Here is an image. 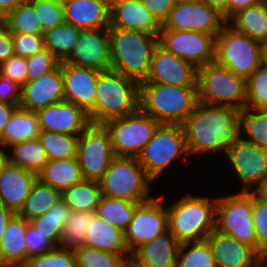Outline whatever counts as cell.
<instances>
[{
	"label": "cell",
	"mask_w": 267,
	"mask_h": 267,
	"mask_svg": "<svg viewBox=\"0 0 267 267\" xmlns=\"http://www.w3.org/2000/svg\"><path fill=\"white\" fill-rule=\"evenodd\" d=\"M238 111L198 101L182 124L189 155H224L240 139Z\"/></svg>",
	"instance_id": "obj_1"
},
{
	"label": "cell",
	"mask_w": 267,
	"mask_h": 267,
	"mask_svg": "<svg viewBox=\"0 0 267 267\" xmlns=\"http://www.w3.org/2000/svg\"><path fill=\"white\" fill-rule=\"evenodd\" d=\"M111 68L141 83L146 80L159 35L136 30L108 28Z\"/></svg>",
	"instance_id": "obj_2"
},
{
	"label": "cell",
	"mask_w": 267,
	"mask_h": 267,
	"mask_svg": "<svg viewBox=\"0 0 267 267\" xmlns=\"http://www.w3.org/2000/svg\"><path fill=\"white\" fill-rule=\"evenodd\" d=\"M217 197L190 192L166 205L168 230L180 242L206 239L215 230Z\"/></svg>",
	"instance_id": "obj_3"
},
{
	"label": "cell",
	"mask_w": 267,
	"mask_h": 267,
	"mask_svg": "<svg viewBox=\"0 0 267 267\" xmlns=\"http://www.w3.org/2000/svg\"><path fill=\"white\" fill-rule=\"evenodd\" d=\"M139 108V83L112 69L100 71L94 109L88 114L94 124L134 113Z\"/></svg>",
	"instance_id": "obj_4"
},
{
	"label": "cell",
	"mask_w": 267,
	"mask_h": 267,
	"mask_svg": "<svg viewBox=\"0 0 267 267\" xmlns=\"http://www.w3.org/2000/svg\"><path fill=\"white\" fill-rule=\"evenodd\" d=\"M197 102V87L139 83V108L160 124L182 125Z\"/></svg>",
	"instance_id": "obj_5"
},
{
	"label": "cell",
	"mask_w": 267,
	"mask_h": 267,
	"mask_svg": "<svg viewBox=\"0 0 267 267\" xmlns=\"http://www.w3.org/2000/svg\"><path fill=\"white\" fill-rule=\"evenodd\" d=\"M198 101L243 110L247 102V80L215 62L198 68Z\"/></svg>",
	"instance_id": "obj_6"
},
{
	"label": "cell",
	"mask_w": 267,
	"mask_h": 267,
	"mask_svg": "<svg viewBox=\"0 0 267 267\" xmlns=\"http://www.w3.org/2000/svg\"><path fill=\"white\" fill-rule=\"evenodd\" d=\"M102 195L143 203L153 197V180L146 174L136 157H118L98 181ZM152 184V186H151Z\"/></svg>",
	"instance_id": "obj_7"
},
{
	"label": "cell",
	"mask_w": 267,
	"mask_h": 267,
	"mask_svg": "<svg viewBox=\"0 0 267 267\" xmlns=\"http://www.w3.org/2000/svg\"><path fill=\"white\" fill-rule=\"evenodd\" d=\"M214 62L247 80L263 64L261 42L226 23L215 40Z\"/></svg>",
	"instance_id": "obj_8"
},
{
	"label": "cell",
	"mask_w": 267,
	"mask_h": 267,
	"mask_svg": "<svg viewBox=\"0 0 267 267\" xmlns=\"http://www.w3.org/2000/svg\"><path fill=\"white\" fill-rule=\"evenodd\" d=\"M188 157L182 125L160 124L137 158L155 183L175 160Z\"/></svg>",
	"instance_id": "obj_9"
},
{
	"label": "cell",
	"mask_w": 267,
	"mask_h": 267,
	"mask_svg": "<svg viewBox=\"0 0 267 267\" xmlns=\"http://www.w3.org/2000/svg\"><path fill=\"white\" fill-rule=\"evenodd\" d=\"M253 194L229 192L217 197L215 230L231 236L257 251V238L253 226Z\"/></svg>",
	"instance_id": "obj_10"
},
{
	"label": "cell",
	"mask_w": 267,
	"mask_h": 267,
	"mask_svg": "<svg viewBox=\"0 0 267 267\" xmlns=\"http://www.w3.org/2000/svg\"><path fill=\"white\" fill-rule=\"evenodd\" d=\"M111 135L115 156L138 157L160 123L138 108L127 116L104 123Z\"/></svg>",
	"instance_id": "obj_11"
},
{
	"label": "cell",
	"mask_w": 267,
	"mask_h": 267,
	"mask_svg": "<svg viewBox=\"0 0 267 267\" xmlns=\"http://www.w3.org/2000/svg\"><path fill=\"white\" fill-rule=\"evenodd\" d=\"M115 157L109 130L104 124L90 123L79 135L76 153L84 179L99 181Z\"/></svg>",
	"instance_id": "obj_12"
},
{
	"label": "cell",
	"mask_w": 267,
	"mask_h": 267,
	"mask_svg": "<svg viewBox=\"0 0 267 267\" xmlns=\"http://www.w3.org/2000/svg\"><path fill=\"white\" fill-rule=\"evenodd\" d=\"M165 199L166 194H159L149 201L136 205L133 219L124 230V240L130 254L143 243L168 230Z\"/></svg>",
	"instance_id": "obj_13"
},
{
	"label": "cell",
	"mask_w": 267,
	"mask_h": 267,
	"mask_svg": "<svg viewBox=\"0 0 267 267\" xmlns=\"http://www.w3.org/2000/svg\"><path fill=\"white\" fill-rule=\"evenodd\" d=\"M216 36L199 31L160 29L159 44L197 68L214 62Z\"/></svg>",
	"instance_id": "obj_14"
},
{
	"label": "cell",
	"mask_w": 267,
	"mask_h": 267,
	"mask_svg": "<svg viewBox=\"0 0 267 267\" xmlns=\"http://www.w3.org/2000/svg\"><path fill=\"white\" fill-rule=\"evenodd\" d=\"M227 23L217 9L200 0L177 3L169 12L161 29L199 31L217 37Z\"/></svg>",
	"instance_id": "obj_15"
},
{
	"label": "cell",
	"mask_w": 267,
	"mask_h": 267,
	"mask_svg": "<svg viewBox=\"0 0 267 267\" xmlns=\"http://www.w3.org/2000/svg\"><path fill=\"white\" fill-rule=\"evenodd\" d=\"M238 176L239 192H251L267 178V149L240 138L224 154Z\"/></svg>",
	"instance_id": "obj_16"
},
{
	"label": "cell",
	"mask_w": 267,
	"mask_h": 267,
	"mask_svg": "<svg viewBox=\"0 0 267 267\" xmlns=\"http://www.w3.org/2000/svg\"><path fill=\"white\" fill-rule=\"evenodd\" d=\"M198 68L168 52L158 44L153 52L149 74L141 83H155L176 87H197Z\"/></svg>",
	"instance_id": "obj_17"
},
{
	"label": "cell",
	"mask_w": 267,
	"mask_h": 267,
	"mask_svg": "<svg viewBox=\"0 0 267 267\" xmlns=\"http://www.w3.org/2000/svg\"><path fill=\"white\" fill-rule=\"evenodd\" d=\"M64 62L98 71L109 70L111 58L108 29L81 30L73 51Z\"/></svg>",
	"instance_id": "obj_18"
},
{
	"label": "cell",
	"mask_w": 267,
	"mask_h": 267,
	"mask_svg": "<svg viewBox=\"0 0 267 267\" xmlns=\"http://www.w3.org/2000/svg\"><path fill=\"white\" fill-rule=\"evenodd\" d=\"M64 100L82 108L87 114L94 109L98 70L60 62Z\"/></svg>",
	"instance_id": "obj_19"
},
{
	"label": "cell",
	"mask_w": 267,
	"mask_h": 267,
	"mask_svg": "<svg viewBox=\"0 0 267 267\" xmlns=\"http://www.w3.org/2000/svg\"><path fill=\"white\" fill-rule=\"evenodd\" d=\"M36 112L40 131L80 135L91 123L88 114L82 108L65 100Z\"/></svg>",
	"instance_id": "obj_20"
},
{
	"label": "cell",
	"mask_w": 267,
	"mask_h": 267,
	"mask_svg": "<svg viewBox=\"0 0 267 267\" xmlns=\"http://www.w3.org/2000/svg\"><path fill=\"white\" fill-rule=\"evenodd\" d=\"M64 101L62 69L59 65L52 72L38 79L27 81L21 87L19 107L37 111L38 109Z\"/></svg>",
	"instance_id": "obj_21"
},
{
	"label": "cell",
	"mask_w": 267,
	"mask_h": 267,
	"mask_svg": "<svg viewBox=\"0 0 267 267\" xmlns=\"http://www.w3.org/2000/svg\"><path fill=\"white\" fill-rule=\"evenodd\" d=\"M209 242L216 267H255L263 257L251 246L231 236L212 231Z\"/></svg>",
	"instance_id": "obj_22"
},
{
	"label": "cell",
	"mask_w": 267,
	"mask_h": 267,
	"mask_svg": "<svg viewBox=\"0 0 267 267\" xmlns=\"http://www.w3.org/2000/svg\"><path fill=\"white\" fill-rule=\"evenodd\" d=\"M109 28L136 30L159 35L161 24L141 0L110 2Z\"/></svg>",
	"instance_id": "obj_23"
},
{
	"label": "cell",
	"mask_w": 267,
	"mask_h": 267,
	"mask_svg": "<svg viewBox=\"0 0 267 267\" xmlns=\"http://www.w3.org/2000/svg\"><path fill=\"white\" fill-rule=\"evenodd\" d=\"M37 179L38 174L9 163L0 174V204L18 213Z\"/></svg>",
	"instance_id": "obj_24"
},
{
	"label": "cell",
	"mask_w": 267,
	"mask_h": 267,
	"mask_svg": "<svg viewBox=\"0 0 267 267\" xmlns=\"http://www.w3.org/2000/svg\"><path fill=\"white\" fill-rule=\"evenodd\" d=\"M180 244L167 230L139 246L130 261L138 267H175Z\"/></svg>",
	"instance_id": "obj_25"
},
{
	"label": "cell",
	"mask_w": 267,
	"mask_h": 267,
	"mask_svg": "<svg viewBox=\"0 0 267 267\" xmlns=\"http://www.w3.org/2000/svg\"><path fill=\"white\" fill-rule=\"evenodd\" d=\"M65 22L82 30L108 29L110 2L108 0H68L63 3Z\"/></svg>",
	"instance_id": "obj_26"
},
{
	"label": "cell",
	"mask_w": 267,
	"mask_h": 267,
	"mask_svg": "<svg viewBox=\"0 0 267 267\" xmlns=\"http://www.w3.org/2000/svg\"><path fill=\"white\" fill-rule=\"evenodd\" d=\"M29 221L18 213L9 219L0 240V267H24L28 261L26 229Z\"/></svg>",
	"instance_id": "obj_27"
},
{
	"label": "cell",
	"mask_w": 267,
	"mask_h": 267,
	"mask_svg": "<svg viewBox=\"0 0 267 267\" xmlns=\"http://www.w3.org/2000/svg\"><path fill=\"white\" fill-rule=\"evenodd\" d=\"M85 246L114 253L130 254L124 240V231L107 223L94 214L87 234Z\"/></svg>",
	"instance_id": "obj_28"
},
{
	"label": "cell",
	"mask_w": 267,
	"mask_h": 267,
	"mask_svg": "<svg viewBox=\"0 0 267 267\" xmlns=\"http://www.w3.org/2000/svg\"><path fill=\"white\" fill-rule=\"evenodd\" d=\"M39 134L37 112L18 107L0 135V144L8 148L18 142L36 139Z\"/></svg>",
	"instance_id": "obj_29"
},
{
	"label": "cell",
	"mask_w": 267,
	"mask_h": 267,
	"mask_svg": "<svg viewBox=\"0 0 267 267\" xmlns=\"http://www.w3.org/2000/svg\"><path fill=\"white\" fill-rule=\"evenodd\" d=\"M227 23L256 41L267 40V0L238 11Z\"/></svg>",
	"instance_id": "obj_30"
},
{
	"label": "cell",
	"mask_w": 267,
	"mask_h": 267,
	"mask_svg": "<svg viewBox=\"0 0 267 267\" xmlns=\"http://www.w3.org/2000/svg\"><path fill=\"white\" fill-rule=\"evenodd\" d=\"M38 179L62 192L84 180L76 158L66 160H48L45 167L38 173Z\"/></svg>",
	"instance_id": "obj_31"
},
{
	"label": "cell",
	"mask_w": 267,
	"mask_h": 267,
	"mask_svg": "<svg viewBox=\"0 0 267 267\" xmlns=\"http://www.w3.org/2000/svg\"><path fill=\"white\" fill-rule=\"evenodd\" d=\"M102 197L98 181L83 180L61 192V199L71 211H96Z\"/></svg>",
	"instance_id": "obj_32"
},
{
	"label": "cell",
	"mask_w": 267,
	"mask_h": 267,
	"mask_svg": "<svg viewBox=\"0 0 267 267\" xmlns=\"http://www.w3.org/2000/svg\"><path fill=\"white\" fill-rule=\"evenodd\" d=\"M10 163L38 174L48 163L39 138L18 142L8 147Z\"/></svg>",
	"instance_id": "obj_33"
},
{
	"label": "cell",
	"mask_w": 267,
	"mask_h": 267,
	"mask_svg": "<svg viewBox=\"0 0 267 267\" xmlns=\"http://www.w3.org/2000/svg\"><path fill=\"white\" fill-rule=\"evenodd\" d=\"M240 138L267 149V110L245 108L237 113Z\"/></svg>",
	"instance_id": "obj_34"
},
{
	"label": "cell",
	"mask_w": 267,
	"mask_h": 267,
	"mask_svg": "<svg viewBox=\"0 0 267 267\" xmlns=\"http://www.w3.org/2000/svg\"><path fill=\"white\" fill-rule=\"evenodd\" d=\"M71 212L65 202L60 199L47 213L32 218L29 223L41 234L46 235L56 246H60L63 227Z\"/></svg>",
	"instance_id": "obj_35"
},
{
	"label": "cell",
	"mask_w": 267,
	"mask_h": 267,
	"mask_svg": "<svg viewBox=\"0 0 267 267\" xmlns=\"http://www.w3.org/2000/svg\"><path fill=\"white\" fill-rule=\"evenodd\" d=\"M60 199V191L37 179L18 214L29 221L47 213Z\"/></svg>",
	"instance_id": "obj_36"
},
{
	"label": "cell",
	"mask_w": 267,
	"mask_h": 267,
	"mask_svg": "<svg viewBox=\"0 0 267 267\" xmlns=\"http://www.w3.org/2000/svg\"><path fill=\"white\" fill-rule=\"evenodd\" d=\"M81 30L67 22L48 30L44 33L45 48L63 62L73 51Z\"/></svg>",
	"instance_id": "obj_37"
},
{
	"label": "cell",
	"mask_w": 267,
	"mask_h": 267,
	"mask_svg": "<svg viewBox=\"0 0 267 267\" xmlns=\"http://www.w3.org/2000/svg\"><path fill=\"white\" fill-rule=\"evenodd\" d=\"M137 204L126 199L102 195L95 214L107 223L124 231L133 219Z\"/></svg>",
	"instance_id": "obj_38"
},
{
	"label": "cell",
	"mask_w": 267,
	"mask_h": 267,
	"mask_svg": "<svg viewBox=\"0 0 267 267\" xmlns=\"http://www.w3.org/2000/svg\"><path fill=\"white\" fill-rule=\"evenodd\" d=\"M48 160L76 158L79 135L40 131L38 136Z\"/></svg>",
	"instance_id": "obj_39"
},
{
	"label": "cell",
	"mask_w": 267,
	"mask_h": 267,
	"mask_svg": "<svg viewBox=\"0 0 267 267\" xmlns=\"http://www.w3.org/2000/svg\"><path fill=\"white\" fill-rule=\"evenodd\" d=\"M76 267H127L131 254L102 251L87 246L74 249Z\"/></svg>",
	"instance_id": "obj_40"
},
{
	"label": "cell",
	"mask_w": 267,
	"mask_h": 267,
	"mask_svg": "<svg viewBox=\"0 0 267 267\" xmlns=\"http://www.w3.org/2000/svg\"><path fill=\"white\" fill-rule=\"evenodd\" d=\"M175 267H216L209 242H182L179 247Z\"/></svg>",
	"instance_id": "obj_41"
},
{
	"label": "cell",
	"mask_w": 267,
	"mask_h": 267,
	"mask_svg": "<svg viewBox=\"0 0 267 267\" xmlns=\"http://www.w3.org/2000/svg\"><path fill=\"white\" fill-rule=\"evenodd\" d=\"M95 211H72L66 225L63 227L60 246L75 249L85 246L87 228Z\"/></svg>",
	"instance_id": "obj_42"
},
{
	"label": "cell",
	"mask_w": 267,
	"mask_h": 267,
	"mask_svg": "<svg viewBox=\"0 0 267 267\" xmlns=\"http://www.w3.org/2000/svg\"><path fill=\"white\" fill-rule=\"evenodd\" d=\"M3 24L11 33L44 34L34 6L29 2L19 4L4 17Z\"/></svg>",
	"instance_id": "obj_43"
},
{
	"label": "cell",
	"mask_w": 267,
	"mask_h": 267,
	"mask_svg": "<svg viewBox=\"0 0 267 267\" xmlns=\"http://www.w3.org/2000/svg\"><path fill=\"white\" fill-rule=\"evenodd\" d=\"M267 110V65L259 66L247 79L246 107Z\"/></svg>",
	"instance_id": "obj_44"
},
{
	"label": "cell",
	"mask_w": 267,
	"mask_h": 267,
	"mask_svg": "<svg viewBox=\"0 0 267 267\" xmlns=\"http://www.w3.org/2000/svg\"><path fill=\"white\" fill-rule=\"evenodd\" d=\"M24 267H76L73 249L56 246L47 253L32 256Z\"/></svg>",
	"instance_id": "obj_45"
},
{
	"label": "cell",
	"mask_w": 267,
	"mask_h": 267,
	"mask_svg": "<svg viewBox=\"0 0 267 267\" xmlns=\"http://www.w3.org/2000/svg\"><path fill=\"white\" fill-rule=\"evenodd\" d=\"M35 9L43 33L65 22L63 3L55 0L29 1Z\"/></svg>",
	"instance_id": "obj_46"
},
{
	"label": "cell",
	"mask_w": 267,
	"mask_h": 267,
	"mask_svg": "<svg viewBox=\"0 0 267 267\" xmlns=\"http://www.w3.org/2000/svg\"><path fill=\"white\" fill-rule=\"evenodd\" d=\"M26 62L28 81L38 79L42 75L52 72L60 64V61L46 48L26 57Z\"/></svg>",
	"instance_id": "obj_47"
},
{
	"label": "cell",
	"mask_w": 267,
	"mask_h": 267,
	"mask_svg": "<svg viewBox=\"0 0 267 267\" xmlns=\"http://www.w3.org/2000/svg\"><path fill=\"white\" fill-rule=\"evenodd\" d=\"M253 226L257 238V252L267 258V204L257 200L253 195Z\"/></svg>",
	"instance_id": "obj_48"
},
{
	"label": "cell",
	"mask_w": 267,
	"mask_h": 267,
	"mask_svg": "<svg viewBox=\"0 0 267 267\" xmlns=\"http://www.w3.org/2000/svg\"><path fill=\"white\" fill-rule=\"evenodd\" d=\"M16 56L29 57L45 49L44 34L12 33Z\"/></svg>",
	"instance_id": "obj_49"
},
{
	"label": "cell",
	"mask_w": 267,
	"mask_h": 267,
	"mask_svg": "<svg viewBox=\"0 0 267 267\" xmlns=\"http://www.w3.org/2000/svg\"><path fill=\"white\" fill-rule=\"evenodd\" d=\"M0 76L10 79L22 87L28 81L26 57L13 55L0 63Z\"/></svg>",
	"instance_id": "obj_50"
},
{
	"label": "cell",
	"mask_w": 267,
	"mask_h": 267,
	"mask_svg": "<svg viewBox=\"0 0 267 267\" xmlns=\"http://www.w3.org/2000/svg\"><path fill=\"white\" fill-rule=\"evenodd\" d=\"M25 235L28 259L35 255L47 253L56 247L46 235L41 234L31 224L27 226Z\"/></svg>",
	"instance_id": "obj_51"
},
{
	"label": "cell",
	"mask_w": 267,
	"mask_h": 267,
	"mask_svg": "<svg viewBox=\"0 0 267 267\" xmlns=\"http://www.w3.org/2000/svg\"><path fill=\"white\" fill-rule=\"evenodd\" d=\"M21 86L16 82L0 76V102L19 106Z\"/></svg>",
	"instance_id": "obj_52"
},
{
	"label": "cell",
	"mask_w": 267,
	"mask_h": 267,
	"mask_svg": "<svg viewBox=\"0 0 267 267\" xmlns=\"http://www.w3.org/2000/svg\"><path fill=\"white\" fill-rule=\"evenodd\" d=\"M155 19L162 25L174 8L173 0H141Z\"/></svg>",
	"instance_id": "obj_53"
},
{
	"label": "cell",
	"mask_w": 267,
	"mask_h": 267,
	"mask_svg": "<svg viewBox=\"0 0 267 267\" xmlns=\"http://www.w3.org/2000/svg\"><path fill=\"white\" fill-rule=\"evenodd\" d=\"M15 55L12 33L2 23L0 24V63Z\"/></svg>",
	"instance_id": "obj_54"
},
{
	"label": "cell",
	"mask_w": 267,
	"mask_h": 267,
	"mask_svg": "<svg viewBox=\"0 0 267 267\" xmlns=\"http://www.w3.org/2000/svg\"><path fill=\"white\" fill-rule=\"evenodd\" d=\"M262 0H229L228 1V20L238 11L253 6Z\"/></svg>",
	"instance_id": "obj_55"
},
{
	"label": "cell",
	"mask_w": 267,
	"mask_h": 267,
	"mask_svg": "<svg viewBox=\"0 0 267 267\" xmlns=\"http://www.w3.org/2000/svg\"><path fill=\"white\" fill-rule=\"evenodd\" d=\"M18 107L19 106L17 105H10L0 102V135Z\"/></svg>",
	"instance_id": "obj_56"
},
{
	"label": "cell",
	"mask_w": 267,
	"mask_h": 267,
	"mask_svg": "<svg viewBox=\"0 0 267 267\" xmlns=\"http://www.w3.org/2000/svg\"><path fill=\"white\" fill-rule=\"evenodd\" d=\"M209 6L217 9L226 21H228V1L229 0H200Z\"/></svg>",
	"instance_id": "obj_57"
},
{
	"label": "cell",
	"mask_w": 267,
	"mask_h": 267,
	"mask_svg": "<svg viewBox=\"0 0 267 267\" xmlns=\"http://www.w3.org/2000/svg\"><path fill=\"white\" fill-rule=\"evenodd\" d=\"M27 1L28 0H0V13L5 17L19 4L25 3Z\"/></svg>",
	"instance_id": "obj_58"
},
{
	"label": "cell",
	"mask_w": 267,
	"mask_h": 267,
	"mask_svg": "<svg viewBox=\"0 0 267 267\" xmlns=\"http://www.w3.org/2000/svg\"><path fill=\"white\" fill-rule=\"evenodd\" d=\"M251 193L260 202L267 204V178H265Z\"/></svg>",
	"instance_id": "obj_59"
},
{
	"label": "cell",
	"mask_w": 267,
	"mask_h": 267,
	"mask_svg": "<svg viewBox=\"0 0 267 267\" xmlns=\"http://www.w3.org/2000/svg\"><path fill=\"white\" fill-rule=\"evenodd\" d=\"M13 214V211L5 208L3 205L0 204V240L3 236V232L6 229L8 221Z\"/></svg>",
	"instance_id": "obj_60"
},
{
	"label": "cell",
	"mask_w": 267,
	"mask_h": 267,
	"mask_svg": "<svg viewBox=\"0 0 267 267\" xmlns=\"http://www.w3.org/2000/svg\"><path fill=\"white\" fill-rule=\"evenodd\" d=\"M10 163L8 148L0 144V174Z\"/></svg>",
	"instance_id": "obj_61"
},
{
	"label": "cell",
	"mask_w": 267,
	"mask_h": 267,
	"mask_svg": "<svg viewBox=\"0 0 267 267\" xmlns=\"http://www.w3.org/2000/svg\"><path fill=\"white\" fill-rule=\"evenodd\" d=\"M262 62L267 65V40L261 42Z\"/></svg>",
	"instance_id": "obj_62"
},
{
	"label": "cell",
	"mask_w": 267,
	"mask_h": 267,
	"mask_svg": "<svg viewBox=\"0 0 267 267\" xmlns=\"http://www.w3.org/2000/svg\"><path fill=\"white\" fill-rule=\"evenodd\" d=\"M255 267H267V258H263Z\"/></svg>",
	"instance_id": "obj_63"
},
{
	"label": "cell",
	"mask_w": 267,
	"mask_h": 267,
	"mask_svg": "<svg viewBox=\"0 0 267 267\" xmlns=\"http://www.w3.org/2000/svg\"><path fill=\"white\" fill-rule=\"evenodd\" d=\"M175 4L177 3H185V2H192V1H195V0H173Z\"/></svg>",
	"instance_id": "obj_64"
},
{
	"label": "cell",
	"mask_w": 267,
	"mask_h": 267,
	"mask_svg": "<svg viewBox=\"0 0 267 267\" xmlns=\"http://www.w3.org/2000/svg\"><path fill=\"white\" fill-rule=\"evenodd\" d=\"M127 267H138L134 265L130 260L128 261Z\"/></svg>",
	"instance_id": "obj_65"
},
{
	"label": "cell",
	"mask_w": 267,
	"mask_h": 267,
	"mask_svg": "<svg viewBox=\"0 0 267 267\" xmlns=\"http://www.w3.org/2000/svg\"><path fill=\"white\" fill-rule=\"evenodd\" d=\"M4 22V16L0 13V24Z\"/></svg>",
	"instance_id": "obj_66"
},
{
	"label": "cell",
	"mask_w": 267,
	"mask_h": 267,
	"mask_svg": "<svg viewBox=\"0 0 267 267\" xmlns=\"http://www.w3.org/2000/svg\"><path fill=\"white\" fill-rule=\"evenodd\" d=\"M122 1H127V0H110L109 2H122Z\"/></svg>",
	"instance_id": "obj_67"
},
{
	"label": "cell",
	"mask_w": 267,
	"mask_h": 267,
	"mask_svg": "<svg viewBox=\"0 0 267 267\" xmlns=\"http://www.w3.org/2000/svg\"><path fill=\"white\" fill-rule=\"evenodd\" d=\"M55 1L64 3V2H66V1H68V0H55Z\"/></svg>",
	"instance_id": "obj_68"
}]
</instances>
